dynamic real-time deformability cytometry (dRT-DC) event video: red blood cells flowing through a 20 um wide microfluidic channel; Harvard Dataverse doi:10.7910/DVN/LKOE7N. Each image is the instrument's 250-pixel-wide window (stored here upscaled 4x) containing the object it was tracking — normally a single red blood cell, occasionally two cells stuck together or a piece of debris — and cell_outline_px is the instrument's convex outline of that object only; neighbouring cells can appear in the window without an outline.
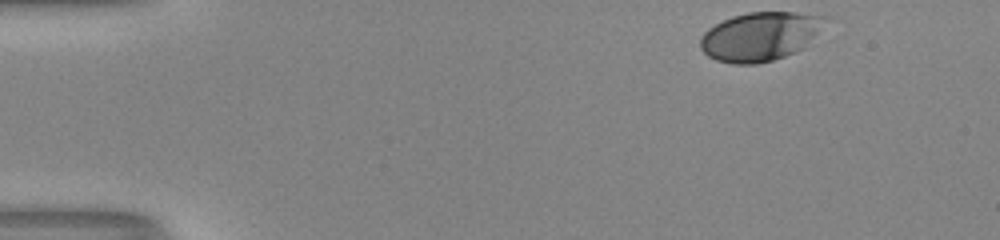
{"species": "human", "species_latin": "Homo sapiens", "temperature_condition": "room temperature", "stored_images_in_passage": 38, "camera_frame_rate_fps": 3000, "um_per_image_px": 0.085, "donor": {"sex": "male"}, "frame": {"image": 1, "passage_image": 1, "time_ms": 0.0, "image_size_px": [1000, 240], "cell_outline_px": [[832, 16], [804, 48], [784, 56], [772, 60], [756, 64], [732, 64], [716, 60], [708, 56], [700, 48], [700, 36], [708, 28], [732, 16], [748, 12], [792, 12]], "centroid_in_image_um": [64.62, 3.08], "position_along_channel_um": 20.4, "area_um2": 35.66}}
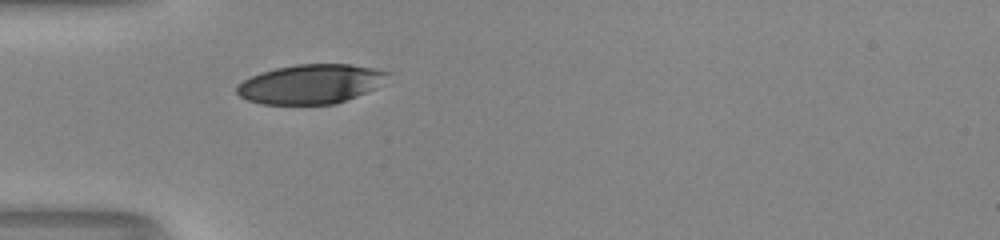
{"frame": {"image": 2, "passage_image": 12, "time_ms": 3.667, "image_size_px": [1000, 240], "cell_outline_px": [[392, 72], [372, 88], [356, 96], [332, 104], [264, 104], [248, 100], [240, 96], [236, 92], [236, 84], [260, 72], [276, 68], [296, 64], [352, 64], [376, 68]], "centroid_in_image_um": [26.35, 7.13], "position_along_channel_um": 58.6, "area_um2": 34.22}}
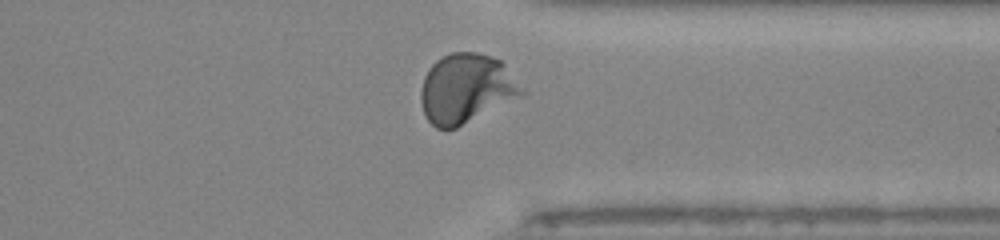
{"frame": {"image": 3, "passage_image": 36, "time_ms": 11.667, "image_size_px": [1000, 240], "cell_outline_px": [[528, 92], [456, 128], [436, 128], [428, 120], [424, 112], [420, 100], [420, 92], [424, 76], [428, 68], [440, 56], [452, 52], [476, 52], [500, 60], [504, 64]], "centroid_in_image_um": [39.61, 7.51], "position_along_channel_um": 371.8, "area_um2": 40.69}, "authors_computed_cell_mechanics": {"area_um2": 37.2521, "velocity_mm_per_s": 4.007, "shape_relaxation_time_tau1_ms": 3.2543, "shape_relaxation_time_tau2_ms": null, "deformation_change_tau1": 0.1893, "deformation_change_tau2": null}}